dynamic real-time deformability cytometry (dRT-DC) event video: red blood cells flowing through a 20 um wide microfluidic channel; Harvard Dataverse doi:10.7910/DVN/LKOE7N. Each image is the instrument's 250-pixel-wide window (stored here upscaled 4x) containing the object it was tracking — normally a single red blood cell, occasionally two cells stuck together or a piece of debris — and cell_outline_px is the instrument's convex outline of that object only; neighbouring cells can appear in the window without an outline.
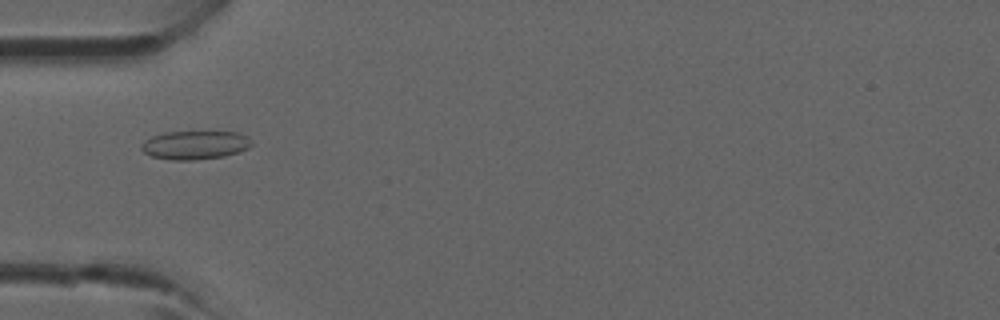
{"species": "common noctule bat (a hibernating species)", "species_latin": "Nyctalus noctula", "temperature_condition": "room temperature", "stored_images_in_passage": 4, "camera_frame_rate_fps": 3000, "um_per_image_px": 0.085, "animal": {"sex": "male", "forearm_length_mm": 52.5}, "frame": {"image": 1, "passage_image": 4, "time_ms": 3.667, "image_size_px": [1000, 320], "cell_outline_px": [[252, 144], [248, 148], [224, 156], [192, 160], [172, 160], [152, 156], [144, 152], [140, 148], [140, 144], [144, 140], [152, 136], [164, 132], [236, 132], [248, 136], [252, 140]], "centroid_in_image_um": [16.55, 12.32], "position_along_channel_um": 68.4, "area_um2": 18.32}}